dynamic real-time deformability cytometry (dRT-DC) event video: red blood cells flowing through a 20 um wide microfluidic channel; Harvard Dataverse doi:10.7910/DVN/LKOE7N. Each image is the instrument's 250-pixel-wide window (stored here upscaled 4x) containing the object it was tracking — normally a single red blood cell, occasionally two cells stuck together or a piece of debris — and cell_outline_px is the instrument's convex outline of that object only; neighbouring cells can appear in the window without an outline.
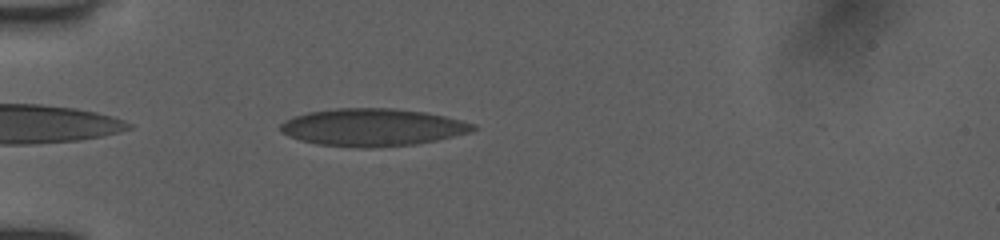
{"species": "human", "species_latin": "Homo sapiens", "temperature_condition": "room temperature", "stored_images_in_passage": 38, "camera_frame_rate_fps": 3000, "um_per_image_px": 0.085, "donor": {"sex": "female"}, "frame": {"image": 1, "passage_image": 1, "time_ms": 0.0, "image_size_px": [1000, 240], "cell_outline_px": [[476, 128], [468, 132], [436, 140], [412, 144], [368, 148], [360, 148], [316, 144], [300, 140], [288, 136], [280, 128], [280, 124], [296, 116], [308, 112], [336, 108], [392, 108], [424, 112], [444, 116], [476, 124]], "centroid_in_image_um": [31.64, 10.82], "position_along_channel_um": 53.4, "area_um2": 41.62}}
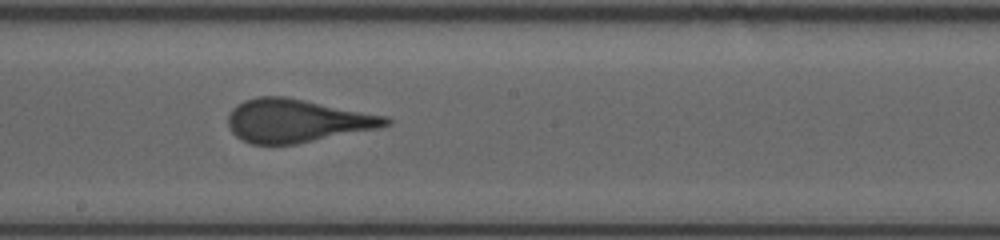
{"frame": {"image": 2, "passage_image": 17, "time_ms": 4.667, "image_size_px": [1000, 240], "cell_outline_px": [[392, 124], [376, 128], [296, 144], [252, 144], [236, 136], [232, 132], [228, 124], [228, 116], [232, 108], [236, 104], [244, 100], [260, 96], [284, 96], [388, 116], [392, 120]], "centroid_in_image_um": [25.22, 10.25], "position_along_channel_um": 223.0, "area_um2": 39.48}}
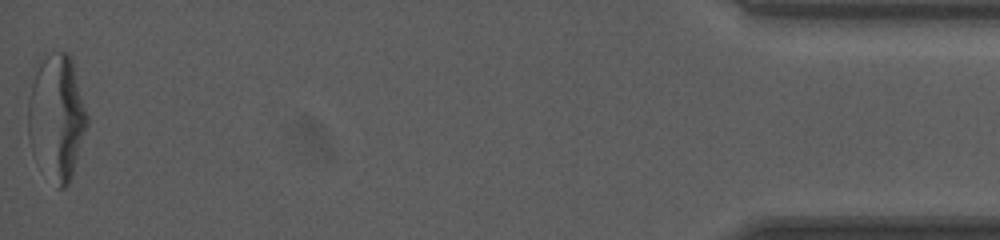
{"frame": {"image": 3, "passage_image": 38, "time_ms": 12.0, "image_size_px": [1000, 240], "cell_outline_px": [[88, 124], [68, 184], [64, 188], [60, 188], [28, 136], [28, 100], [36, 60], [52, 52], [64, 52], [72, 56], [88, 116]], "centroid_in_image_um": [4.84, 9.73], "position_along_channel_um": 430.4, "area_um2": 41.85}, "authors_computed_cell_mechanics": {"area_um2": 40.171, "velocity_mm_per_s": 3.9903, "shape_relaxation_time_tau1_ms": 8.8768, "shape_relaxation_time_tau2_ms": null, "deformation_change_tau1": 0.2463, "deformation_change_tau2": null}}